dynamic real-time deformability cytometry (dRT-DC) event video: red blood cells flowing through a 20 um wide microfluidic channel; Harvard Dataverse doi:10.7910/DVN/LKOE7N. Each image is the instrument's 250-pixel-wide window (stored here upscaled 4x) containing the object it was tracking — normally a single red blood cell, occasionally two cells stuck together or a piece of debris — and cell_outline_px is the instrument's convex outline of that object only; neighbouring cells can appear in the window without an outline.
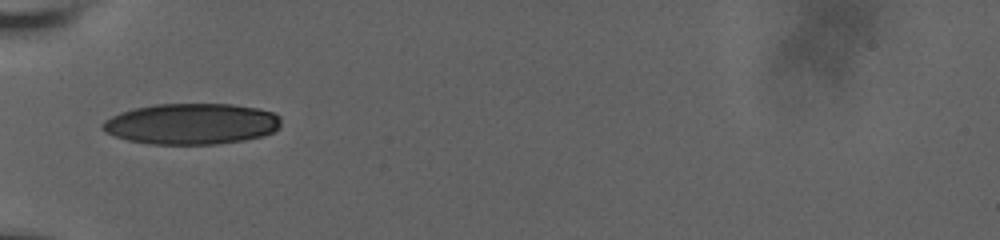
{"species": "human", "species_latin": "Homo sapiens", "temperature_condition": "room temperature", "stored_images_in_passage": 7, "camera_frame_rate_fps": 3000, "um_per_image_px": 0.085, "donor": {"sex": "male"}, "frame": {"image": 1, "passage_image": 4, "time_ms": 3.333, "image_size_px": [1000, 240], "cell_outline_px": [[280, 128], [264, 136], [244, 140], [216, 144], [148, 144], [128, 140], [104, 132], [100, 128], [100, 124], [104, 120], [120, 112], [136, 108], [156, 104], [232, 104], [260, 108], [272, 112], [280, 116]], "centroid_in_image_um": [16.28, 10.53], "position_along_channel_um": 68.7, "area_um2": 42.89}}
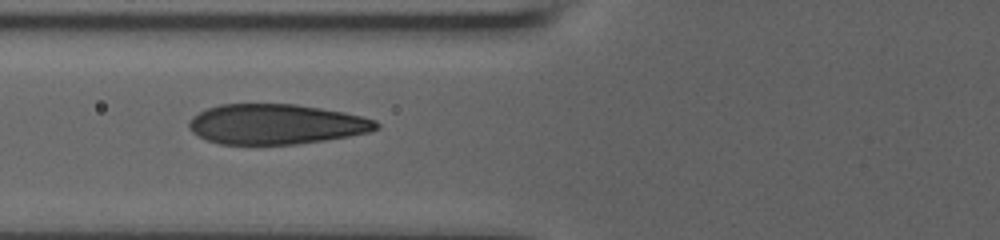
{"frame": {"image": 2, "passage_image": 5, "time_ms": 4.333, "image_size_px": [1000, 240], "cell_outline_px": [[380, 128], [368, 132], [348, 136], [324, 140], [296, 144], [220, 144], [208, 140], [192, 132], [188, 128], [188, 120], [192, 116], [208, 108], [220, 104], [296, 104], [344, 112], [376, 120], [380, 124]], "centroid_in_image_um": [23.45, 10.55], "position_along_channel_um": 102.3, "area_um2": 43.7}}
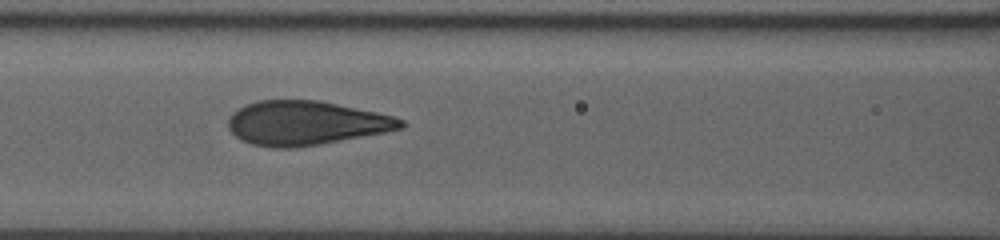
{"frame": {"image": 3, "passage_image": 6, "time_ms": 5.333, "image_size_px": [1000, 240], "cell_outline_px": [[408, 124], [404, 128], [384, 132], [316, 144], [292, 148], [272, 148], [252, 144], [236, 136], [228, 128], [228, 120], [232, 112], [256, 100], [320, 100], [376, 112], [392, 116], [404, 120]], "centroid_in_image_um": [25.99, 10.45], "position_along_channel_um": 140.6, "area_um2": 44.04}}